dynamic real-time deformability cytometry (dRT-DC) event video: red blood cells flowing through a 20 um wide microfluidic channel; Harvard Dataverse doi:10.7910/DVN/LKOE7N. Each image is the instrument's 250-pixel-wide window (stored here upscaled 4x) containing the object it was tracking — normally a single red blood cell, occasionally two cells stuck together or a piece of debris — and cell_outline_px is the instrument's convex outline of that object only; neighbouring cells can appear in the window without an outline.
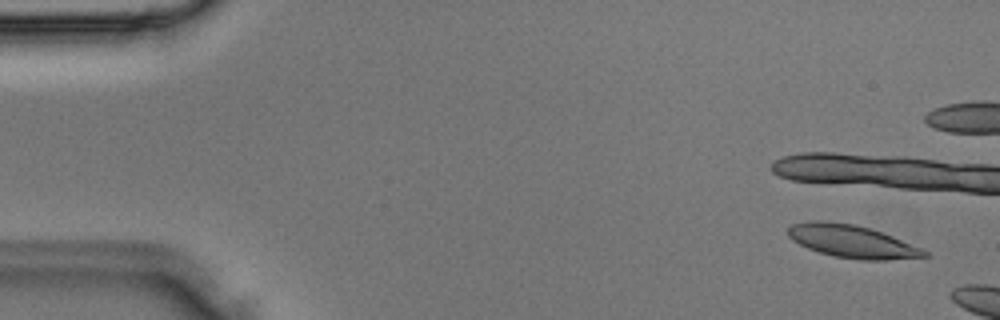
{"species": "Egyptian fruit bat (a non-hibernating species)", "species_latin": "Rousettus aegyptiacus", "temperature_condition": "room temperature", "stored_images_in_passage": 4, "camera_frame_rate_fps": 3000, "um_per_image_px": 0.085, "animal": {"sex": "male"}, "frame": {"image": 1, "passage_image": 4, "time_ms": 1.0, "image_size_px": [1000, 320], "cell_outline_px": [[928, 256], [888, 260], [860, 260], [832, 256], [808, 248], [792, 240], [788, 236], [788, 228], [792, 224], [808, 220], [828, 220], [856, 224], [892, 236], [920, 248], [928, 252]], "centroid_in_image_um": [72.36, 20.5], "position_along_channel_um": 12.6, "area_um2": 26.01}}